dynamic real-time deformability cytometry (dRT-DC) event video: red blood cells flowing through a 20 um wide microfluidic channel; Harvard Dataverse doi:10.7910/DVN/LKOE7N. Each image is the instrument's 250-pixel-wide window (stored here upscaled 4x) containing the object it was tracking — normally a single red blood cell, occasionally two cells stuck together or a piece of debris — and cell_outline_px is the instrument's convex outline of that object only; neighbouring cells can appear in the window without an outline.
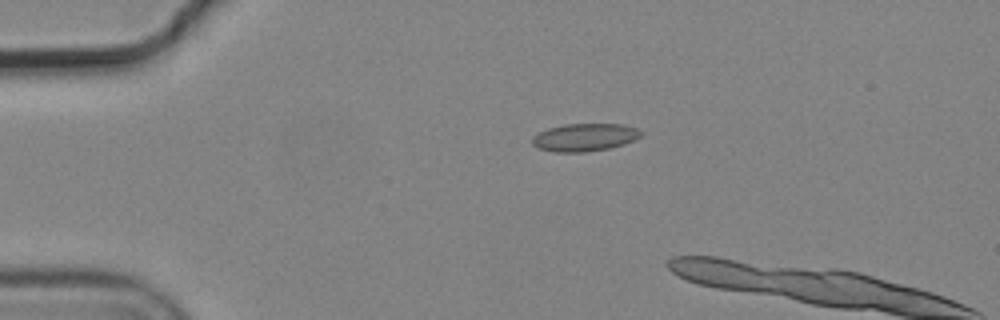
{"species": "common noctule bat (a hibernating species)", "species_latin": "Nyctalus noctula", "temperature_condition": "cold", "stored_images_in_passage": 3, "camera_frame_rate_fps": 3000, "um_per_image_px": 0.085, "animal": {"sex": "male", "body_mass_g": 19.2, "forearm_length_mm": 51.8}, "frame": {"image": 1, "passage_image": 2, "time_ms": 0.333, "image_size_px": [1000, 320], "cell_outline_px": [[644, 132], [640, 136], [624, 144], [608, 148], [584, 152], [556, 152], [536, 148], [532, 144], [532, 136], [548, 128], [564, 124], [624, 124], [636, 128]], "centroid_in_image_um": [49.67, 11.67], "position_along_channel_um": 35.3, "area_um2": 17.57}}